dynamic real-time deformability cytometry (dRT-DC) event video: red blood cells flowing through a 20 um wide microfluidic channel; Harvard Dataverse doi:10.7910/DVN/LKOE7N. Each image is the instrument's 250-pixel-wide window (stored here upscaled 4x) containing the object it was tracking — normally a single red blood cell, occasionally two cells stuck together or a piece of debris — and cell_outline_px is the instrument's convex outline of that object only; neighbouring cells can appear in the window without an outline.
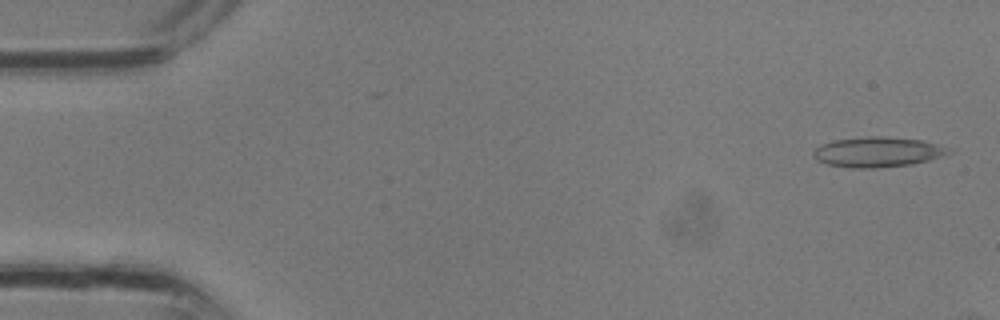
{"species": "common noctule bat (a hibernating species)", "species_latin": "Nyctalus noctula", "temperature_condition": "room temperature", "stored_images_in_passage": 32, "camera_frame_rate_fps": 3000, "um_per_image_px": 0.085, "animal": {"sex": "male", "body_mass_g": 13.3}, "frame": {"image": 1, "passage_image": 1, "time_ms": 0.0, "image_size_px": [1000, 320], "cell_outline_px": [[956, 148], [952, 152], [928, 160], [912, 164], [876, 168], [852, 168], [828, 164], [816, 160], [812, 156], [812, 152], [820, 144], [836, 140], [868, 136], [880, 136], [924, 140]], "centroid_in_image_um": [74.64, 12.91], "position_along_channel_um": 10.4, "area_um2": 23.99}}
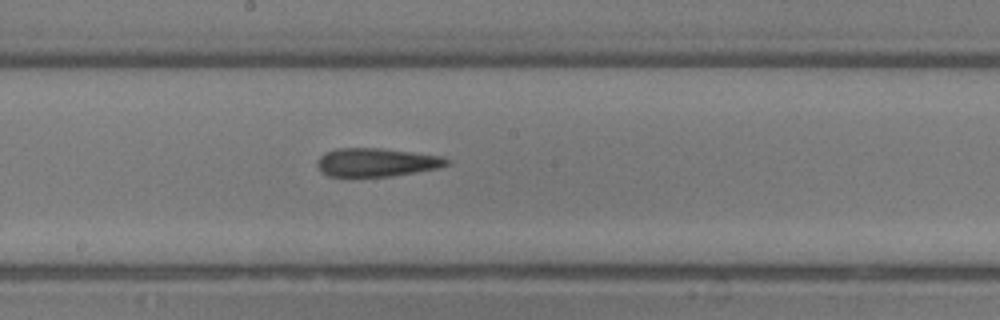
{"frame": {"image": 2, "passage_image": 17, "time_ms": 5.333, "image_size_px": [1000, 320], "cell_outline_px": [[448, 164], [436, 168], [392, 176], [352, 180], [328, 176], [320, 172], [316, 164], [316, 160], [324, 152], [336, 148], [380, 148], [412, 152], [440, 156], [448, 160]], "centroid_in_image_um": [31.84, 13.84], "position_along_channel_um": 216.4, "area_um2": 22.25}}
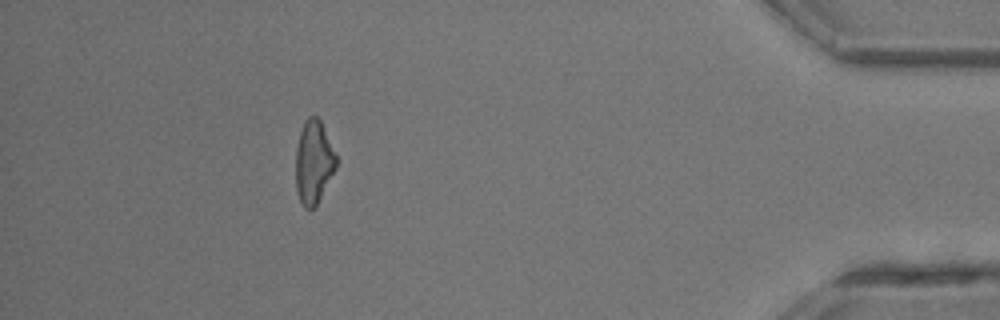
{"frame": {"image": 3, "passage_image": 29, "time_ms": 9.333, "image_size_px": [1000, 320], "cell_outline_px": [[336, 168], [316, 208], [304, 208], [300, 200], [296, 188], [296, 148], [300, 132], [304, 120], [308, 116], [316, 116], [320, 120], [336, 156]], "centroid_in_image_um": [26.65, 13.8], "position_along_channel_um": 408.5, "area_um2": 19.54}}